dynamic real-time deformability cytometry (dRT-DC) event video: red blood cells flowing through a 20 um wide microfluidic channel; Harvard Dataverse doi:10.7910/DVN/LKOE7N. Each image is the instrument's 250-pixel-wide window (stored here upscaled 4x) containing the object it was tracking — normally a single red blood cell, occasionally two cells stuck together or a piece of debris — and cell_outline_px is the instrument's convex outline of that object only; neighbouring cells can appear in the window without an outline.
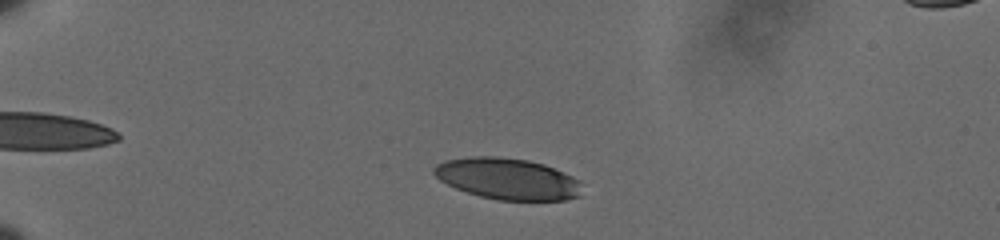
{"species": "human", "species_latin": "Homo sapiens", "temperature_condition": "cold", "stored_images_in_passage": 50, "camera_frame_rate_fps": 3000, "um_per_image_px": 0.085, "donor": {"sex": "male"}, "frame": {"image": 1, "passage_image": 6, "time_ms": 1.667, "image_size_px": [1000, 240], "cell_outline_px": [[580, 196], [568, 200], [496, 200], [480, 196], [456, 188], [440, 180], [432, 172], [432, 168], [436, 164], [444, 160], [468, 156], [496, 156], [528, 160], [544, 164], [572, 176], [580, 180]], "centroid_in_image_um": [43.12, 15.19], "position_along_channel_um": 41.9, "area_um2": 35.78}}
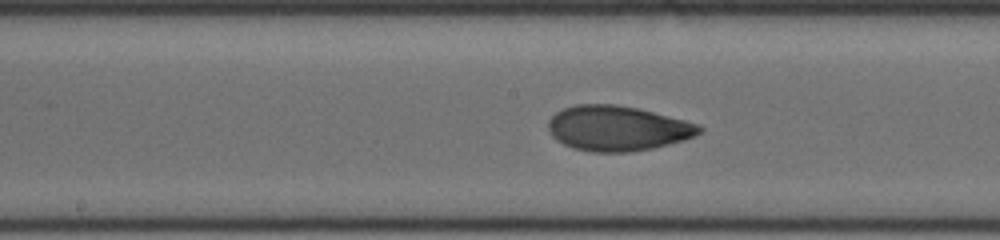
{"frame": {"image": 2, "passage_image": 24, "time_ms": 7.667, "image_size_px": [1000, 240], "cell_outline_px": [[704, 128], [700, 132], [684, 140], [652, 148], [628, 152], [592, 152], [572, 148], [556, 140], [552, 136], [548, 128], [548, 120], [556, 112], [564, 108], [576, 104], [616, 104], [636, 108], [700, 124]], "centroid_in_image_um": [52.45, 10.91], "position_along_channel_um": 195.7, "area_um2": 39.54}}
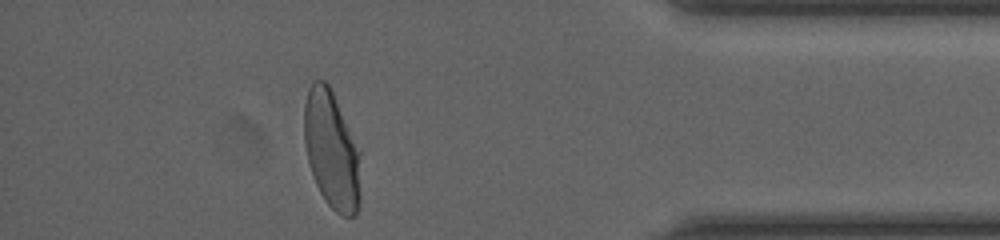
{"frame": {"image": 3, "passage_image": 44, "time_ms": 14.333, "image_size_px": [1000, 240], "cell_outline_px": [[360, 204], [356, 216], [340, 216], [324, 200], [316, 184], [308, 160], [304, 140], [304, 104], [308, 88], [312, 80], [324, 80], [332, 88], [360, 152]], "centroid_in_image_um": [28.2, 12.74], "position_along_channel_um": 407.0, "area_um2": 39.19}, "authors_computed_cell_mechanics": {"area_um2": 38.5237, "velocity_mm_per_s": 3.5926, "shape_relaxation_time_tau1_ms": 6.5292, "shape_relaxation_time_tau2_ms": 0.936, "deformation_change_tau1": 0.2171, "deformation_change_tau2": 0.0554}}